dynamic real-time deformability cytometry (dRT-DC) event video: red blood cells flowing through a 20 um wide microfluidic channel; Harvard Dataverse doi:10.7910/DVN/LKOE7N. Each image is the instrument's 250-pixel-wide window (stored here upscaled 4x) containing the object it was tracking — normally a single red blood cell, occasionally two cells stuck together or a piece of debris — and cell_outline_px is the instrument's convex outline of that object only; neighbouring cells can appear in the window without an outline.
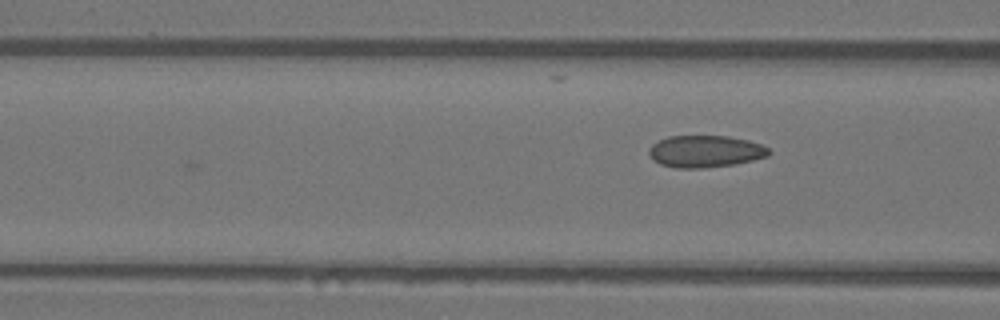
{"species": "Egyptian fruit bat (a non-hibernating species)", "species_latin": "Rousettus aegyptiacus", "temperature_condition": "warm", "stored_images_in_passage": 10, "camera_frame_rate_fps": 3000, "um_per_image_px": 0.085, "animal": {"sex": "female"}, "frame": {"image": 1, "passage_image": 10, "time_ms": 3.0, "image_size_px": [1000, 320], "cell_outline_px": [[772, 152], [768, 156], [736, 164], [704, 168], [676, 168], [660, 164], [652, 160], [648, 152], [648, 148], [652, 144], [668, 136], [728, 136], [748, 140], [760, 144], [768, 148]], "centroid_in_image_um": [59.93, 12.87], "position_along_channel_um": 106.7, "area_um2": 22.48}}